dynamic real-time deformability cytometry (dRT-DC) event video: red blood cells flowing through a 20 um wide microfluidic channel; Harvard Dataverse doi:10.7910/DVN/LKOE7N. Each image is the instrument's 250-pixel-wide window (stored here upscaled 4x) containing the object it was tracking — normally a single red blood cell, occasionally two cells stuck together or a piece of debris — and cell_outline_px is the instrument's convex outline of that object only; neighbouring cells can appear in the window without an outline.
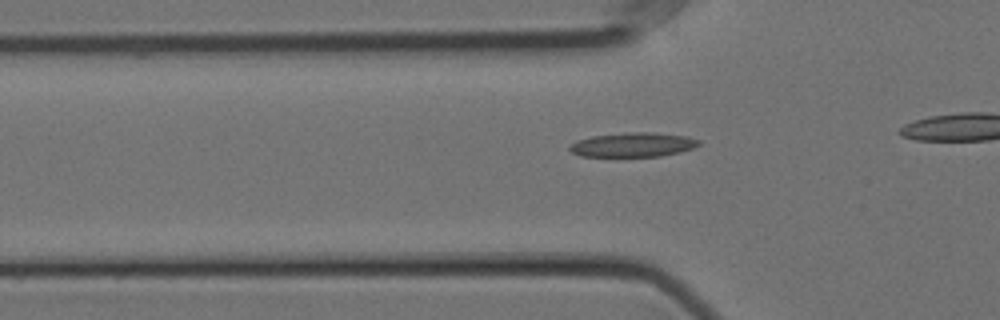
{"species": "Egyptian fruit bat (a non-hibernating species)", "species_latin": "Rousettus aegyptiacus", "temperature_condition": "cold", "stored_images_in_passage": 37, "camera_frame_rate_fps": 3000, "um_per_image_px": 0.085, "animal": {"sex": "female"}, "frame": {"image": 1, "passage_image": 10, "time_ms": 3.0, "image_size_px": [1000, 320], "cell_outline_px": [[700, 144], [692, 148], [680, 152], [660, 156], [580, 156], [572, 152], [568, 148], [576, 140], [592, 136], [628, 132], [656, 132], [688, 136], [700, 140]], "centroid_in_image_um": [53.82, 12.29], "position_along_channel_um": 72.0, "area_um2": 18.32}}
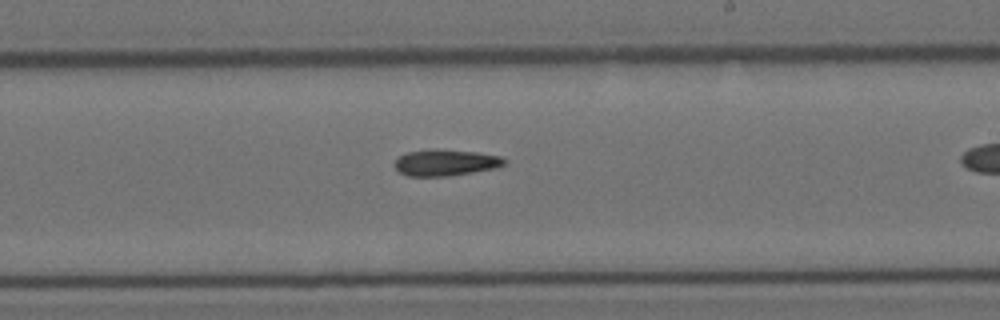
{"frame": {"image": 2, "passage_image": 25, "time_ms": 8.0, "image_size_px": [1000, 320], "cell_outline_px": [[508, 160], [504, 164], [496, 168], [448, 176], [408, 176], [400, 172], [396, 168], [396, 160], [400, 156], [408, 152], [436, 148], [476, 152], [500, 156]], "centroid_in_image_um": [37.9, 13.81], "position_along_channel_um": 251.1, "area_um2": 16.76}}
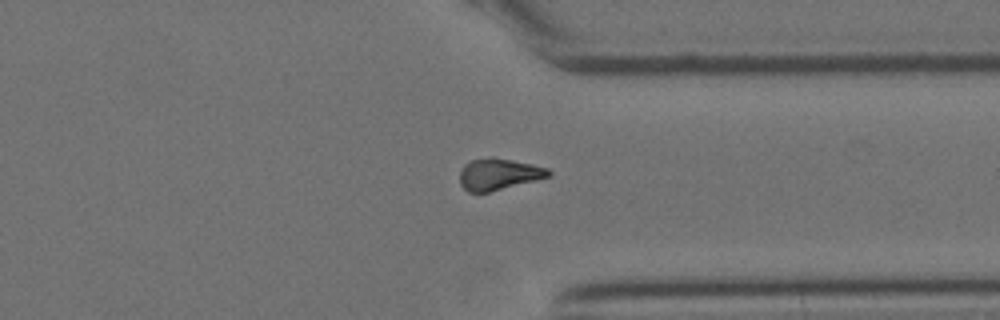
{"frame": {"image": 3, "passage_image": 35, "time_ms": 11.333, "image_size_px": [1000, 320], "cell_outline_px": [[552, 176], [488, 192], [468, 192], [460, 184], [460, 172], [464, 164], [472, 160], [492, 156], [532, 164], [548, 168], [552, 172]], "centroid_in_image_um": [42.4, 14.79], "position_along_channel_um": 369.0, "area_um2": 16.3}}